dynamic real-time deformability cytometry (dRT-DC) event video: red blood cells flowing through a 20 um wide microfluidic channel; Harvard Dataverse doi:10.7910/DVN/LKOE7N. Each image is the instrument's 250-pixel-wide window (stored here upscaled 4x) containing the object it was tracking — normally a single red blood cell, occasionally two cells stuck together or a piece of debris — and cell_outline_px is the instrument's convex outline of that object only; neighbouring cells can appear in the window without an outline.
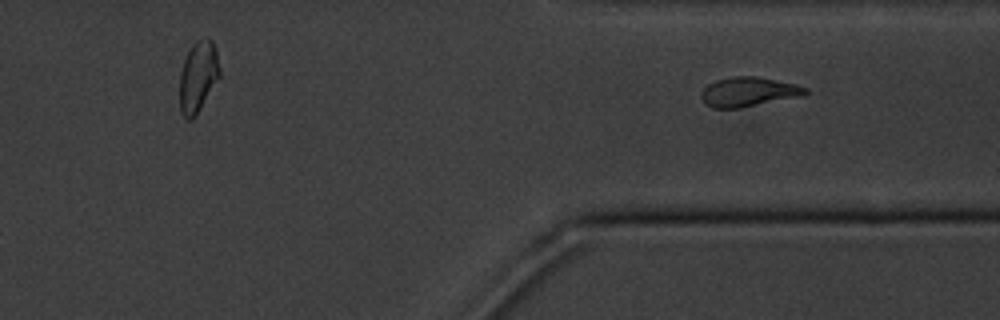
{"species": "common noctule bat (a hibernating species)", "species_latin": "Nyctalus noctula", "temperature_condition": "cold", "stored_images_in_passage": 13, "segment_of_instrument_passage": [2, 2], "camera_frame_rate_fps": 3000, "um_per_image_px": 0.085, "animal": {"sex": "male", "body_mass_g": 20.1, "forearm_length_mm": 53.5}, "frame": {"image": 1, "passage_image": 13, "time_ms": 13.667, "image_size_px": [1000, 320], "cell_outline_px": [[808, 92], [796, 96], [736, 108], [712, 108], [704, 104], [700, 96], [700, 92], [708, 84], [716, 80], [732, 76], [756, 76], [792, 84], [808, 88]], "centroid_in_image_um": [63.49, 7.79], "position_along_channel_um": 347.9, "area_um2": 17.34}}